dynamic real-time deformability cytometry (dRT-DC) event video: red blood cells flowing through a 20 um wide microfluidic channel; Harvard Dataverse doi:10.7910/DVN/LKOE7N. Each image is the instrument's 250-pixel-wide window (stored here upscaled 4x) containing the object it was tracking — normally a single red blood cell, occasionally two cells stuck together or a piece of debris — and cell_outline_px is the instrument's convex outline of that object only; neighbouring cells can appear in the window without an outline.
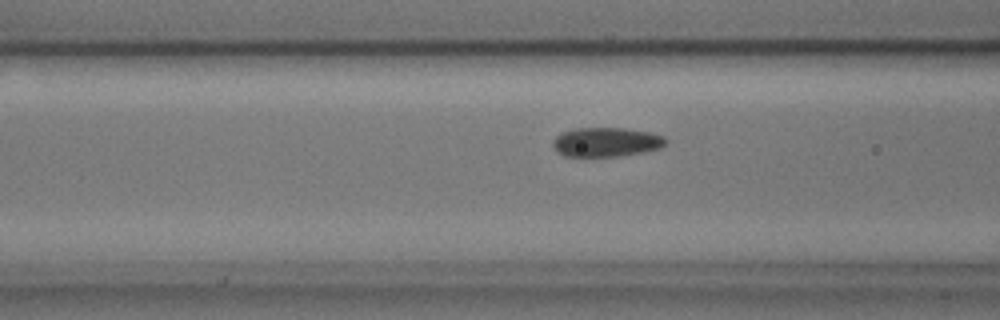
{"species": "common noctule bat (a hibernating species)", "species_latin": "Nyctalus noctula", "temperature_condition": "cold", "stored_images_in_passage": 51, "camera_frame_rate_fps": 3000, "um_per_image_px": 0.085, "animal": {"sex": "male", "body_mass_g": 17.9, "forearm_length_mm": 54.2}, "frame": {"image": 1, "passage_image": 21, "time_ms": 6.667, "image_size_px": [1000, 320], "cell_outline_px": [[668, 140], [660, 148], [644, 152], [620, 156], [564, 156], [556, 152], [552, 148], [552, 140], [560, 132], [576, 128], [624, 128], [648, 132], [664, 136]], "centroid_in_image_um": [51.48, 12.08], "position_along_channel_um": 115.1, "area_um2": 19.42}}
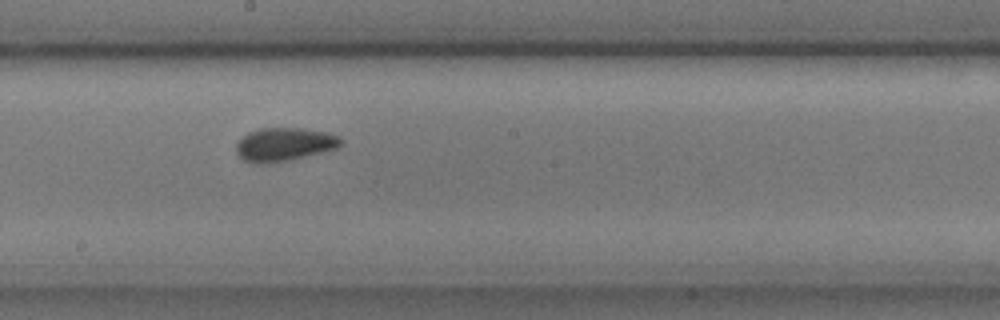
{"frame": {"image": 2, "passage_image": 30, "time_ms": 9.667, "image_size_px": [1000, 320], "cell_outline_px": [[344, 140], [336, 148], [288, 160], [260, 164], [256, 164], [244, 160], [236, 152], [236, 144], [248, 132], [260, 128], [304, 128], [328, 132], [340, 136]], "centroid_in_image_um": [24.17, 12.25], "position_along_channel_um": 224.0, "area_um2": 20.23}}
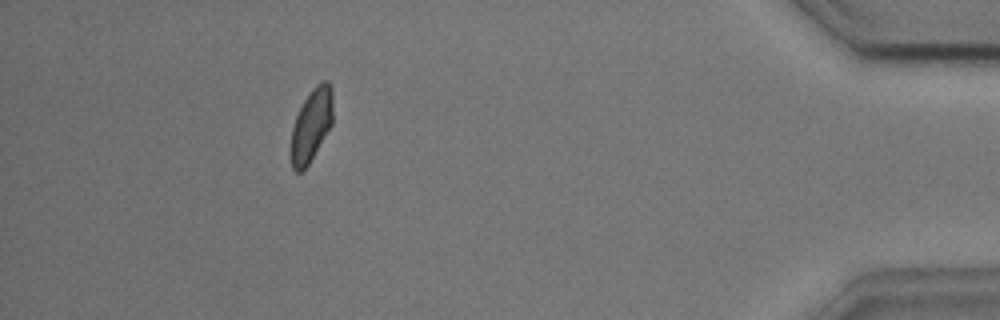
{"frame": {"image": 3, "passage_image": 50, "time_ms": 16.333, "image_size_px": [1000, 320], "cell_outline_px": [[332, 124], [308, 164], [300, 172], [296, 172], [292, 168], [288, 156], [288, 148], [292, 128], [296, 116], [304, 100], [312, 88], [316, 84], [324, 80], [328, 80], [332, 84]], "centroid_in_image_um": [26.42, 10.65], "position_along_channel_um": 408.8, "area_um2": 18.15}}